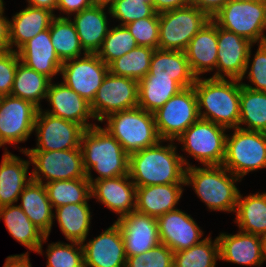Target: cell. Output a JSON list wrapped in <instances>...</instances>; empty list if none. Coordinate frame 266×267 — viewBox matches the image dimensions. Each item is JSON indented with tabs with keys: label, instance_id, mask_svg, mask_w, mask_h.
Returning a JSON list of instances; mask_svg holds the SVG:
<instances>
[{
	"label": "cell",
	"instance_id": "6da1fadb",
	"mask_svg": "<svg viewBox=\"0 0 266 267\" xmlns=\"http://www.w3.org/2000/svg\"><path fill=\"white\" fill-rule=\"evenodd\" d=\"M129 155V176L136 186L185 183L186 168L191 165L176 152L174 142L160 144Z\"/></svg>",
	"mask_w": 266,
	"mask_h": 267
},
{
	"label": "cell",
	"instance_id": "7a4b0ae2",
	"mask_svg": "<svg viewBox=\"0 0 266 267\" xmlns=\"http://www.w3.org/2000/svg\"><path fill=\"white\" fill-rule=\"evenodd\" d=\"M80 149L86 178L91 184L100 179L129 174V155L122 145L99 125L84 130ZM91 169L99 175L95 179L92 178Z\"/></svg>",
	"mask_w": 266,
	"mask_h": 267
},
{
	"label": "cell",
	"instance_id": "3957f363",
	"mask_svg": "<svg viewBox=\"0 0 266 267\" xmlns=\"http://www.w3.org/2000/svg\"><path fill=\"white\" fill-rule=\"evenodd\" d=\"M199 117L227 129L238 128L240 119V80L196 78ZM204 108V110H203ZM203 110V111H202Z\"/></svg>",
	"mask_w": 266,
	"mask_h": 267
},
{
	"label": "cell",
	"instance_id": "277c9868",
	"mask_svg": "<svg viewBox=\"0 0 266 267\" xmlns=\"http://www.w3.org/2000/svg\"><path fill=\"white\" fill-rule=\"evenodd\" d=\"M229 173V174H227ZM241 181L223 165L186 168L185 185H192L210 210L235 212L240 191L235 183Z\"/></svg>",
	"mask_w": 266,
	"mask_h": 267
},
{
	"label": "cell",
	"instance_id": "5b68a950",
	"mask_svg": "<svg viewBox=\"0 0 266 267\" xmlns=\"http://www.w3.org/2000/svg\"><path fill=\"white\" fill-rule=\"evenodd\" d=\"M106 129L130 155L156 145L161 139L156 130L154 115L140 107L110 114L103 119Z\"/></svg>",
	"mask_w": 266,
	"mask_h": 267
},
{
	"label": "cell",
	"instance_id": "8992f818",
	"mask_svg": "<svg viewBox=\"0 0 266 267\" xmlns=\"http://www.w3.org/2000/svg\"><path fill=\"white\" fill-rule=\"evenodd\" d=\"M211 20L253 44L266 42V0H229Z\"/></svg>",
	"mask_w": 266,
	"mask_h": 267
},
{
	"label": "cell",
	"instance_id": "52a82bcc",
	"mask_svg": "<svg viewBox=\"0 0 266 267\" xmlns=\"http://www.w3.org/2000/svg\"><path fill=\"white\" fill-rule=\"evenodd\" d=\"M222 165L240 179L249 172L266 168V132L234 128L232 136L226 137Z\"/></svg>",
	"mask_w": 266,
	"mask_h": 267
},
{
	"label": "cell",
	"instance_id": "ba28073f",
	"mask_svg": "<svg viewBox=\"0 0 266 267\" xmlns=\"http://www.w3.org/2000/svg\"><path fill=\"white\" fill-rule=\"evenodd\" d=\"M210 20L193 5L159 13L158 49L185 51L191 39Z\"/></svg>",
	"mask_w": 266,
	"mask_h": 267
},
{
	"label": "cell",
	"instance_id": "9c48e42d",
	"mask_svg": "<svg viewBox=\"0 0 266 267\" xmlns=\"http://www.w3.org/2000/svg\"><path fill=\"white\" fill-rule=\"evenodd\" d=\"M227 128L199 118L177 139L183 149L205 165H222L226 152Z\"/></svg>",
	"mask_w": 266,
	"mask_h": 267
},
{
	"label": "cell",
	"instance_id": "30bf717a",
	"mask_svg": "<svg viewBox=\"0 0 266 267\" xmlns=\"http://www.w3.org/2000/svg\"><path fill=\"white\" fill-rule=\"evenodd\" d=\"M153 115L159 138L166 142L175 141L200 118L193 86L180 90Z\"/></svg>",
	"mask_w": 266,
	"mask_h": 267
},
{
	"label": "cell",
	"instance_id": "8fae6325",
	"mask_svg": "<svg viewBox=\"0 0 266 267\" xmlns=\"http://www.w3.org/2000/svg\"><path fill=\"white\" fill-rule=\"evenodd\" d=\"M23 153L35 165L30 173L35 182L46 184L56 180L86 178L80 148L61 151H24ZM43 177L47 182H43Z\"/></svg>",
	"mask_w": 266,
	"mask_h": 267
},
{
	"label": "cell",
	"instance_id": "7c38bea8",
	"mask_svg": "<svg viewBox=\"0 0 266 267\" xmlns=\"http://www.w3.org/2000/svg\"><path fill=\"white\" fill-rule=\"evenodd\" d=\"M90 107L101 123L110 114L138 107V81L108 72Z\"/></svg>",
	"mask_w": 266,
	"mask_h": 267
},
{
	"label": "cell",
	"instance_id": "4fadbf2b",
	"mask_svg": "<svg viewBox=\"0 0 266 267\" xmlns=\"http://www.w3.org/2000/svg\"><path fill=\"white\" fill-rule=\"evenodd\" d=\"M39 109L34 130L37 134V146L24 151H61L80 148L84 128L75 122L52 116Z\"/></svg>",
	"mask_w": 266,
	"mask_h": 267
},
{
	"label": "cell",
	"instance_id": "5bb4252c",
	"mask_svg": "<svg viewBox=\"0 0 266 267\" xmlns=\"http://www.w3.org/2000/svg\"><path fill=\"white\" fill-rule=\"evenodd\" d=\"M108 72L109 66L96 53H87L64 61L60 74L63 83L91 104Z\"/></svg>",
	"mask_w": 266,
	"mask_h": 267
},
{
	"label": "cell",
	"instance_id": "9a60e30c",
	"mask_svg": "<svg viewBox=\"0 0 266 267\" xmlns=\"http://www.w3.org/2000/svg\"><path fill=\"white\" fill-rule=\"evenodd\" d=\"M38 110L27 100L3 95L0 100V147L27 141L34 131Z\"/></svg>",
	"mask_w": 266,
	"mask_h": 267
},
{
	"label": "cell",
	"instance_id": "2e32d148",
	"mask_svg": "<svg viewBox=\"0 0 266 267\" xmlns=\"http://www.w3.org/2000/svg\"><path fill=\"white\" fill-rule=\"evenodd\" d=\"M217 40V71L212 78L228 77L242 81L248 72L253 43L219 26H217Z\"/></svg>",
	"mask_w": 266,
	"mask_h": 267
},
{
	"label": "cell",
	"instance_id": "e0dca14e",
	"mask_svg": "<svg viewBox=\"0 0 266 267\" xmlns=\"http://www.w3.org/2000/svg\"><path fill=\"white\" fill-rule=\"evenodd\" d=\"M122 233L126 256H134L158 246L157 218L132 211L115 221Z\"/></svg>",
	"mask_w": 266,
	"mask_h": 267
},
{
	"label": "cell",
	"instance_id": "ac0fdd59",
	"mask_svg": "<svg viewBox=\"0 0 266 267\" xmlns=\"http://www.w3.org/2000/svg\"><path fill=\"white\" fill-rule=\"evenodd\" d=\"M82 246L85 267H126L124 240L116 222Z\"/></svg>",
	"mask_w": 266,
	"mask_h": 267
},
{
	"label": "cell",
	"instance_id": "d6986e66",
	"mask_svg": "<svg viewBox=\"0 0 266 267\" xmlns=\"http://www.w3.org/2000/svg\"><path fill=\"white\" fill-rule=\"evenodd\" d=\"M159 239L173 252L189 249L200 243L203 231L187 213L176 209L157 218Z\"/></svg>",
	"mask_w": 266,
	"mask_h": 267
},
{
	"label": "cell",
	"instance_id": "ffe728a7",
	"mask_svg": "<svg viewBox=\"0 0 266 267\" xmlns=\"http://www.w3.org/2000/svg\"><path fill=\"white\" fill-rule=\"evenodd\" d=\"M91 197L104 204L119 217L135 211L136 185L129 174L114 178H104L91 184Z\"/></svg>",
	"mask_w": 266,
	"mask_h": 267
},
{
	"label": "cell",
	"instance_id": "44dd1931",
	"mask_svg": "<svg viewBox=\"0 0 266 267\" xmlns=\"http://www.w3.org/2000/svg\"><path fill=\"white\" fill-rule=\"evenodd\" d=\"M47 101L52 110L46 113L80 124L84 129L95 126L88 123L89 118L95 119L91 111L90 103L69 88L65 83L52 84L50 82L47 92Z\"/></svg>",
	"mask_w": 266,
	"mask_h": 267
},
{
	"label": "cell",
	"instance_id": "7402d4cb",
	"mask_svg": "<svg viewBox=\"0 0 266 267\" xmlns=\"http://www.w3.org/2000/svg\"><path fill=\"white\" fill-rule=\"evenodd\" d=\"M217 238L220 260L258 267L266 260L259 235L238 231L235 235L221 233Z\"/></svg>",
	"mask_w": 266,
	"mask_h": 267
},
{
	"label": "cell",
	"instance_id": "603a6c76",
	"mask_svg": "<svg viewBox=\"0 0 266 267\" xmlns=\"http://www.w3.org/2000/svg\"><path fill=\"white\" fill-rule=\"evenodd\" d=\"M17 53L22 63L51 81L53 76L61 71L63 62L55 53L49 28L26 42Z\"/></svg>",
	"mask_w": 266,
	"mask_h": 267
},
{
	"label": "cell",
	"instance_id": "cb8c5ba5",
	"mask_svg": "<svg viewBox=\"0 0 266 267\" xmlns=\"http://www.w3.org/2000/svg\"><path fill=\"white\" fill-rule=\"evenodd\" d=\"M217 44V25L210 20L191 39L185 50L190 69L196 78H200V74L216 69Z\"/></svg>",
	"mask_w": 266,
	"mask_h": 267
},
{
	"label": "cell",
	"instance_id": "d4e9b609",
	"mask_svg": "<svg viewBox=\"0 0 266 267\" xmlns=\"http://www.w3.org/2000/svg\"><path fill=\"white\" fill-rule=\"evenodd\" d=\"M183 185L185 183L136 186L135 210L156 218L176 210L175 206L182 196Z\"/></svg>",
	"mask_w": 266,
	"mask_h": 267
},
{
	"label": "cell",
	"instance_id": "484cf974",
	"mask_svg": "<svg viewBox=\"0 0 266 267\" xmlns=\"http://www.w3.org/2000/svg\"><path fill=\"white\" fill-rule=\"evenodd\" d=\"M108 5L92 4L76 13L73 21L80 43L87 53H97L109 31L105 9ZM105 11V12H104Z\"/></svg>",
	"mask_w": 266,
	"mask_h": 267
},
{
	"label": "cell",
	"instance_id": "4316f807",
	"mask_svg": "<svg viewBox=\"0 0 266 267\" xmlns=\"http://www.w3.org/2000/svg\"><path fill=\"white\" fill-rule=\"evenodd\" d=\"M56 15L53 12L32 6L16 13L9 21V38L11 50L18 51L26 42L42 31L50 28ZM16 49H13L14 46Z\"/></svg>",
	"mask_w": 266,
	"mask_h": 267
},
{
	"label": "cell",
	"instance_id": "83f0119b",
	"mask_svg": "<svg viewBox=\"0 0 266 267\" xmlns=\"http://www.w3.org/2000/svg\"><path fill=\"white\" fill-rule=\"evenodd\" d=\"M5 150L0 164V207L18 202L21 192L32 180L31 176L28 178L31 161Z\"/></svg>",
	"mask_w": 266,
	"mask_h": 267
},
{
	"label": "cell",
	"instance_id": "f1b7e54d",
	"mask_svg": "<svg viewBox=\"0 0 266 267\" xmlns=\"http://www.w3.org/2000/svg\"><path fill=\"white\" fill-rule=\"evenodd\" d=\"M4 220L9 234L26 248L42 254V244L46 236L35 226L19 205H6L0 207V219Z\"/></svg>",
	"mask_w": 266,
	"mask_h": 267
},
{
	"label": "cell",
	"instance_id": "f546056e",
	"mask_svg": "<svg viewBox=\"0 0 266 267\" xmlns=\"http://www.w3.org/2000/svg\"><path fill=\"white\" fill-rule=\"evenodd\" d=\"M149 73L155 77L172 78L182 88L193 86L196 80L185 51L155 49Z\"/></svg>",
	"mask_w": 266,
	"mask_h": 267
},
{
	"label": "cell",
	"instance_id": "4dcf8cb0",
	"mask_svg": "<svg viewBox=\"0 0 266 267\" xmlns=\"http://www.w3.org/2000/svg\"><path fill=\"white\" fill-rule=\"evenodd\" d=\"M20 197V208L35 226L49 236L54 213L44 184L31 180L21 192Z\"/></svg>",
	"mask_w": 266,
	"mask_h": 267
},
{
	"label": "cell",
	"instance_id": "1f68e13d",
	"mask_svg": "<svg viewBox=\"0 0 266 267\" xmlns=\"http://www.w3.org/2000/svg\"><path fill=\"white\" fill-rule=\"evenodd\" d=\"M88 203H70L55 208V218L62 234L70 242L84 243L90 229L91 212Z\"/></svg>",
	"mask_w": 266,
	"mask_h": 267
},
{
	"label": "cell",
	"instance_id": "d6a6232c",
	"mask_svg": "<svg viewBox=\"0 0 266 267\" xmlns=\"http://www.w3.org/2000/svg\"><path fill=\"white\" fill-rule=\"evenodd\" d=\"M182 89L172 78L155 77L148 72L138 82V107L154 113Z\"/></svg>",
	"mask_w": 266,
	"mask_h": 267
},
{
	"label": "cell",
	"instance_id": "836d02e7",
	"mask_svg": "<svg viewBox=\"0 0 266 267\" xmlns=\"http://www.w3.org/2000/svg\"><path fill=\"white\" fill-rule=\"evenodd\" d=\"M235 212L240 231L259 236L266 232V192L246 197L239 194Z\"/></svg>",
	"mask_w": 266,
	"mask_h": 267
},
{
	"label": "cell",
	"instance_id": "e575fe53",
	"mask_svg": "<svg viewBox=\"0 0 266 267\" xmlns=\"http://www.w3.org/2000/svg\"><path fill=\"white\" fill-rule=\"evenodd\" d=\"M50 82L48 77L19 61L10 95L27 100L41 109L40 100L46 99Z\"/></svg>",
	"mask_w": 266,
	"mask_h": 267
},
{
	"label": "cell",
	"instance_id": "d590c367",
	"mask_svg": "<svg viewBox=\"0 0 266 267\" xmlns=\"http://www.w3.org/2000/svg\"><path fill=\"white\" fill-rule=\"evenodd\" d=\"M69 18V16H55L49 28L51 42L55 53L62 62L80 57L82 51H84L83 55L87 54L80 43L77 31L74 24L71 22V18Z\"/></svg>",
	"mask_w": 266,
	"mask_h": 267
},
{
	"label": "cell",
	"instance_id": "8d00e7d4",
	"mask_svg": "<svg viewBox=\"0 0 266 267\" xmlns=\"http://www.w3.org/2000/svg\"><path fill=\"white\" fill-rule=\"evenodd\" d=\"M244 124L247 128L241 126ZM238 128L266 132V92L249 89L241 85V80Z\"/></svg>",
	"mask_w": 266,
	"mask_h": 267
},
{
	"label": "cell",
	"instance_id": "74e56055",
	"mask_svg": "<svg viewBox=\"0 0 266 267\" xmlns=\"http://www.w3.org/2000/svg\"><path fill=\"white\" fill-rule=\"evenodd\" d=\"M53 208L70 203H88L91 199V183L87 178L56 180L44 184Z\"/></svg>",
	"mask_w": 266,
	"mask_h": 267
},
{
	"label": "cell",
	"instance_id": "f35d334b",
	"mask_svg": "<svg viewBox=\"0 0 266 267\" xmlns=\"http://www.w3.org/2000/svg\"><path fill=\"white\" fill-rule=\"evenodd\" d=\"M154 50L146 46H137L130 52L114 60L109 65V72L139 82L150 70V61Z\"/></svg>",
	"mask_w": 266,
	"mask_h": 267
},
{
	"label": "cell",
	"instance_id": "ab89813d",
	"mask_svg": "<svg viewBox=\"0 0 266 267\" xmlns=\"http://www.w3.org/2000/svg\"><path fill=\"white\" fill-rule=\"evenodd\" d=\"M220 260L219 242L208 236L189 249L174 252L173 267H216Z\"/></svg>",
	"mask_w": 266,
	"mask_h": 267
},
{
	"label": "cell",
	"instance_id": "60d3db41",
	"mask_svg": "<svg viewBox=\"0 0 266 267\" xmlns=\"http://www.w3.org/2000/svg\"><path fill=\"white\" fill-rule=\"evenodd\" d=\"M138 44L126 26L118 25L109 28L101 48L97 51L98 57L108 66L116 59L130 52Z\"/></svg>",
	"mask_w": 266,
	"mask_h": 267
},
{
	"label": "cell",
	"instance_id": "b9f144b4",
	"mask_svg": "<svg viewBox=\"0 0 266 267\" xmlns=\"http://www.w3.org/2000/svg\"><path fill=\"white\" fill-rule=\"evenodd\" d=\"M70 243L49 244L45 252L48 258L46 267H85L82 243Z\"/></svg>",
	"mask_w": 266,
	"mask_h": 267
},
{
	"label": "cell",
	"instance_id": "7bdbcfd3",
	"mask_svg": "<svg viewBox=\"0 0 266 267\" xmlns=\"http://www.w3.org/2000/svg\"><path fill=\"white\" fill-rule=\"evenodd\" d=\"M110 17L120 20V25H127L133 21L151 17L155 10L152 2L143 0H111L108 4Z\"/></svg>",
	"mask_w": 266,
	"mask_h": 267
},
{
	"label": "cell",
	"instance_id": "ee69618b",
	"mask_svg": "<svg viewBox=\"0 0 266 267\" xmlns=\"http://www.w3.org/2000/svg\"><path fill=\"white\" fill-rule=\"evenodd\" d=\"M126 28L135 38L138 46H146L158 49L159 45V13H154L151 17H146L133 21Z\"/></svg>",
	"mask_w": 266,
	"mask_h": 267
},
{
	"label": "cell",
	"instance_id": "f6af8a7d",
	"mask_svg": "<svg viewBox=\"0 0 266 267\" xmlns=\"http://www.w3.org/2000/svg\"><path fill=\"white\" fill-rule=\"evenodd\" d=\"M174 252L165 244L145 251L141 254L128 256L126 267H173Z\"/></svg>",
	"mask_w": 266,
	"mask_h": 267
},
{
	"label": "cell",
	"instance_id": "bcb514c9",
	"mask_svg": "<svg viewBox=\"0 0 266 267\" xmlns=\"http://www.w3.org/2000/svg\"><path fill=\"white\" fill-rule=\"evenodd\" d=\"M252 60L247 78L253 83L252 85L254 87L251 84L242 82L241 85L255 91L266 92V42L258 45L256 54Z\"/></svg>",
	"mask_w": 266,
	"mask_h": 267
},
{
	"label": "cell",
	"instance_id": "7dc6e473",
	"mask_svg": "<svg viewBox=\"0 0 266 267\" xmlns=\"http://www.w3.org/2000/svg\"><path fill=\"white\" fill-rule=\"evenodd\" d=\"M19 61L16 51L0 52V93L2 96L11 94Z\"/></svg>",
	"mask_w": 266,
	"mask_h": 267
},
{
	"label": "cell",
	"instance_id": "c3c4849f",
	"mask_svg": "<svg viewBox=\"0 0 266 267\" xmlns=\"http://www.w3.org/2000/svg\"><path fill=\"white\" fill-rule=\"evenodd\" d=\"M94 4L91 0H58L56 10L68 15L79 13Z\"/></svg>",
	"mask_w": 266,
	"mask_h": 267
},
{
	"label": "cell",
	"instance_id": "681fc988",
	"mask_svg": "<svg viewBox=\"0 0 266 267\" xmlns=\"http://www.w3.org/2000/svg\"><path fill=\"white\" fill-rule=\"evenodd\" d=\"M229 0H190L191 5L212 18Z\"/></svg>",
	"mask_w": 266,
	"mask_h": 267
},
{
	"label": "cell",
	"instance_id": "f907efd6",
	"mask_svg": "<svg viewBox=\"0 0 266 267\" xmlns=\"http://www.w3.org/2000/svg\"><path fill=\"white\" fill-rule=\"evenodd\" d=\"M4 3L0 6V52L11 51L9 20L3 16Z\"/></svg>",
	"mask_w": 266,
	"mask_h": 267
},
{
	"label": "cell",
	"instance_id": "816d5d0a",
	"mask_svg": "<svg viewBox=\"0 0 266 267\" xmlns=\"http://www.w3.org/2000/svg\"><path fill=\"white\" fill-rule=\"evenodd\" d=\"M156 13L183 8L191 5L190 0H152Z\"/></svg>",
	"mask_w": 266,
	"mask_h": 267
},
{
	"label": "cell",
	"instance_id": "f5cc1de1",
	"mask_svg": "<svg viewBox=\"0 0 266 267\" xmlns=\"http://www.w3.org/2000/svg\"><path fill=\"white\" fill-rule=\"evenodd\" d=\"M29 253L8 256L3 267H32L29 259Z\"/></svg>",
	"mask_w": 266,
	"mask_h": 267
},
{
	"label": "cell",
	"instance_id": "db71d44e",
	"mask_svg": "<svg viewBox=\"0 0 266 267\" xmlns=\"http://www.w3.org/2000/svg\"><path fill=\"white\" fill-rule=\"evenodd\" d=\"M28 5L37 8L47 9L51 12L56 10L58 0H27Z\"/></svg>",
	"mask_w": 266,
	"mask_h": 267
},
{
	"label": "cell",
	"instance_id": "11a10c76",
	"mask_svg": "<svg viewBox=\"0 0 266 267\" xmlns=\"http://www.w3.org/2000/svg\"><path fill=\"white\" fill-rule=\"evenodd\" d=\"M260 240H261L262 253L264 258L266 259V232L260 235Z\"/></svg>",
	"mask_w": 266,
	"mask_h": 267
},
{
	"label": "cell",
	"instance_id": "9f6ffc18",
	"mask_svg": "<svg viewBox=\"0 0 266 267\" xmlns=\"http://www.w3.org/2000/svg\"><path fill=\"white\" fill-rule=\"evenodd\" d=\"M94 4H105L108 5L111 0H91Z\"/></svg>",
	"mask_w": 266,
	"mask_h": 267
},
{
	"label": "cell",
	"instance_id": "6f0895ef",
	"mask_svg": "<svg viewBox=\"0 0 266 267\" xmlns=\"http://www.w3.org/2000/svg\"><path fill=\"white\" fill-rule=\"evenodd\" d=\"M144 2H152V0H143Z\"/></svg>",
	"mask_w": 266,
	"mask_h": 267
},
{
	"label": "cell",
	"instance_id": "680465c9",
	"mask_svg": "<svg viewBox=\"0 0 266 267\" xmlns=\"http://www.w3.org/2000/svg\"><path fill=\"white\" fill-rule=\"evenodd\" d=\"M3 3H4L3 0H0V6H1Z\"/></svg>",
	"mask_w": 266,
	"mask_h": 267
}]
</instances>
